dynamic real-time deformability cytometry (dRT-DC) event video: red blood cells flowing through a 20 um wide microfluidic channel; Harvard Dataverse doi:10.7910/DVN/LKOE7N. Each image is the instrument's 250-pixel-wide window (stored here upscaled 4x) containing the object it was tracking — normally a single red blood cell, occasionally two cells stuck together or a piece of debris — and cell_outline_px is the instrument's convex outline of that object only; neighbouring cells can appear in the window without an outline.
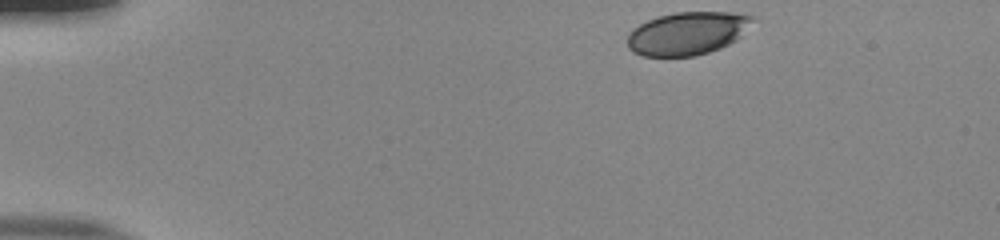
{"species": "human", "species_latin": "Homo sapiens", "temperature_condition": "room temperature", "stored_images_in_passage": 46, "camera_frame_rate_fps": 3000, "um_per_image_px": 0.085, "donor": {"sex": "male"}, "frame": {"image": 1, "passage_image": 1, "time_ms": 0.0, "image_size_px": [1000, 240], "cell_outline_px": [[752, 20], [740, 36], [736, 40], [720, 48], [708, 52], [692, 56], [644, 56], [632, 52], [628, 48], [628, 36], [640, 24], [656, 16], [676, 12], [732, 12], [752, 16]], "centroid_in_image_um": [58.4, 2.83], "position_along_channel_um": 26.6, "area_um2": 30.92}}
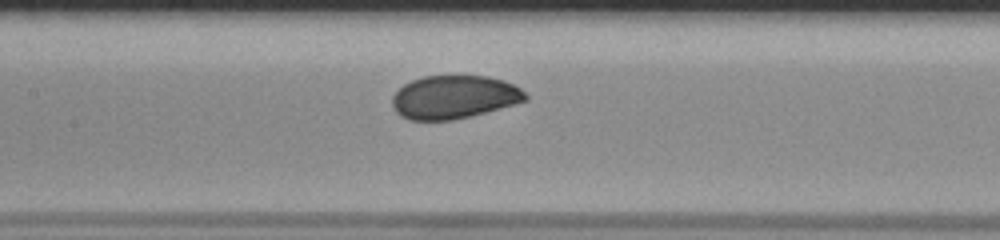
{"frame": {"image": 2, "passage_image": 19, "time_ms": 6.0, "image_size_px": [1000, 240], "cell_outline_px": [[528, 100], [484, 112], [452, 120], [408, 120], [400, 116], [392, 108], [392, 96], [404, 84], [412, 80], [424, 76], [488, 76], [504, 80], [520, 88], [528, 96]], "centroid_in_image_um": [38.57, 8.25], "position_along_channel_um": 168.8, "area_um2": 33.47}}
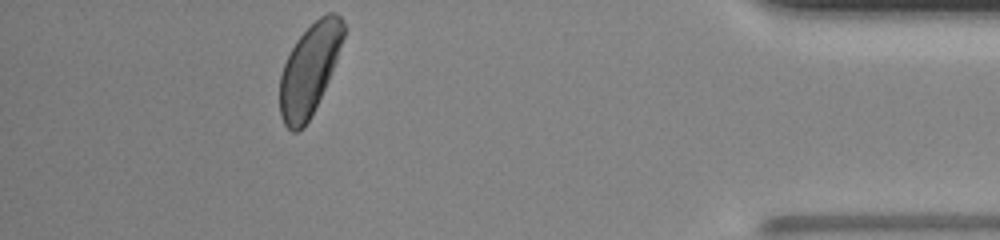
{"frame": {"image": 3, "passage_image": 41, "time_ms": 13.333, "image_size_px": [1000, 240], "cell_outline_px": [[344, 36], [336, 60], [328, 80], [304, 128], [296, 132], [292, 132], [284, 124], [280, 116], [280, 76], [284, 64], [296, 40], [320, 16], [328, 12], [336, 12], [340, 16], [344, 24]], "centroid_in_image_um": [26.29, 5.91], "position_along_channel_um": 408.9, "area_um2": 33.18}, "authors_computed_cell_mechanics": {"area_um2": 34.102, "velocity_mm_per_s": 3.8733, "shape_relaxation_time_tau1_ms": 3.5369, "shape_relaxation_time_tau2_ms": 0.9243, "deformation_change_tau1": 0.1165, "deformation_change_tau2": 0.0334}}